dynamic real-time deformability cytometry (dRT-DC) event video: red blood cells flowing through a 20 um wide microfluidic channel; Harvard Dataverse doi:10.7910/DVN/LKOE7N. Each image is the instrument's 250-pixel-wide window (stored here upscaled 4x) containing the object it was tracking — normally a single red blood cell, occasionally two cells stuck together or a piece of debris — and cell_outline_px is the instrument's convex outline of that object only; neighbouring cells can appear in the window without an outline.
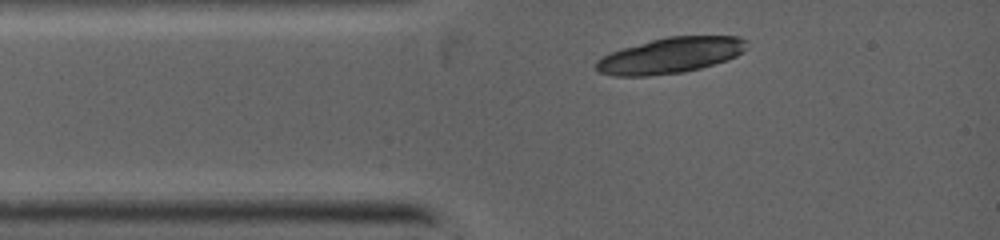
{"species": "common noctule bat (a hibernating species)", "species_latin": "Nyctalus noctula", "temperature_condition": "warm", "stored_images_in_passage": 1, "camera_frame_rate_fps": 5000, "um_per_image_px": 0.085, "animal": {"sex": "female", "body_mass_g": 19.0, "forearm_length_mm": 53.3}, "frame": {"image": 1, "passage_image": 1, "time_ms": 0.0, "image_size_px": [1000, 240], "cell_outline_px": [[748, 48], [744, 52], [728, 60], [700, 68], [684, 72], [648, 76], [616, 76], [600, 72], [596, 68], [596, 60], [620, 48], [668, 36], [740, 36], [748, 40]], "centroid_in_image_um": [57.05, 4.7], "position_along_channel_um": 28.0, "area_um2": 31.5}}